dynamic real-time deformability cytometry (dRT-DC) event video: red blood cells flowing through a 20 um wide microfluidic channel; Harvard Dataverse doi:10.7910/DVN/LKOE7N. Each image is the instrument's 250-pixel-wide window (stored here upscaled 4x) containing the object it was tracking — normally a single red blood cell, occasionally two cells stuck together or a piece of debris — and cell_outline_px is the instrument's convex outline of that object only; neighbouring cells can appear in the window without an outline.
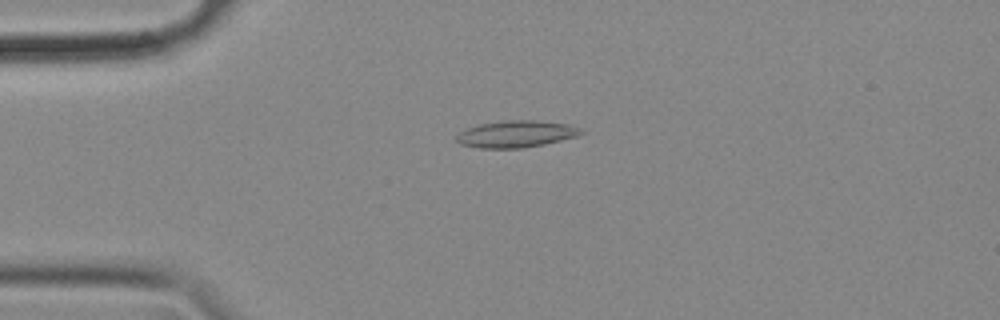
{"species": "common noctule bat (a hibernating species)", "species_latin": "Nyctalus noctula", "temperature_condition": "cold", "stored_images_in_passage": 53, "camera_frame_rate_fps": 3000, "um_per_image_px": 0.085, "animal": {"sex": "female", "body_mass_g": 18.4}, "frame": {"image": 1, "passage_image": 10, "time_ms": 3.0, "image_size_px": [1000, 320], "cell_outline_px": [[584, 132], [576, 136], [544, 144], [524, 148], [480, 148], [460, 144], [456, 140], [456, 136], [460, 132], [468, 128], [480, 124], [500, 120], [536, 120], [568, 124], [580, 128]], "centroid_in_image_um": [43.86, 11.38], "position_along_channel_um": 41.1, "area_um2": 19.42}}
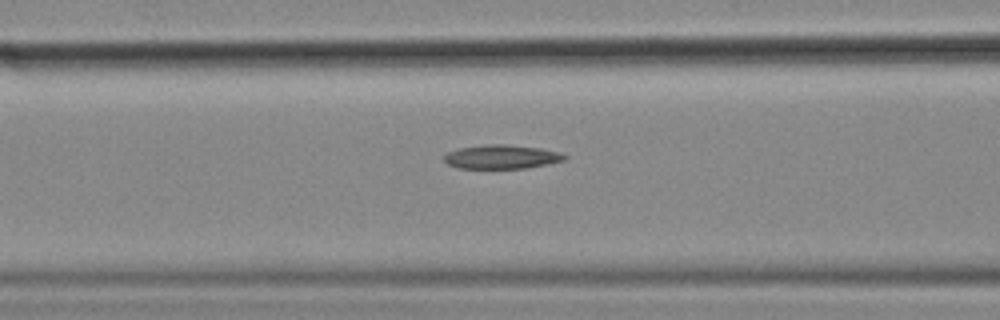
{"frame": {"image": 2, "passage_image": 19, "time_ms": 6.0, "image_size_px": [1000, 320], "cell_outline_px": [[568, 160], [548, 164], [524, 168], [460, 168], [448, 164], [444, 160], [444, 156], [448, 152], [460, 148], [484, 144], [508, 144], [540, 148], [560, 152], [568, 156]], "centroid_in_image_um": [42.69, 13.32], "position_along_channel_um": 123.9, "area_um2": 16.88}}
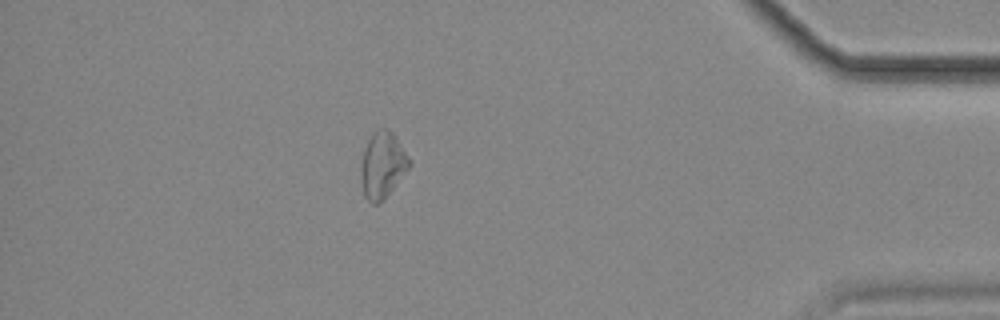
{"frame": {"image": 3, "passage_image": 46, "time_ms": 15.0, "image_size_px": [1000, 320], "cell_outline_px": [[412, 164], [384, 200], [376, 204], [372, 204], [364, 196], [360, 180], [360, 168], [364, 148], [372, 132], [380, 128], [388, 128], [396, 136], [412, 160]], "centroid_in_image_um": [32.52, 14.02], "position_along_channel_um": 402.7, "area_um2": 19.07}}